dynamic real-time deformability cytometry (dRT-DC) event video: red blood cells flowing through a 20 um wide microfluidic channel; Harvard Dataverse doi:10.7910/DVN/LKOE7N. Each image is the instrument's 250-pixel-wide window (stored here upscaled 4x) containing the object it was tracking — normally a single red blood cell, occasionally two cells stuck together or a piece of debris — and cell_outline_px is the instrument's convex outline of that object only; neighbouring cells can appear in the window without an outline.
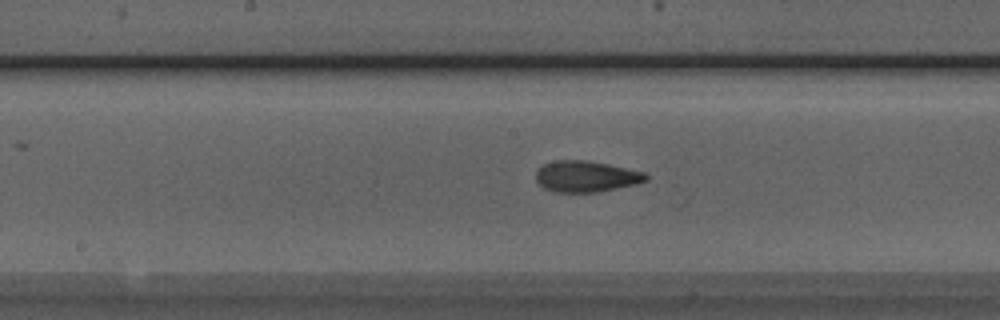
{"species": "Egyptian fruit bat (a non-hibernating species)", "species_latin": "Rousettus aegyptiacus", "temperature_condition": "room temperature", "stored_images_in_passage": 36, "camera_frame_rate_fps": 3000, "um_per_image_px": 0.085, "animal": {"sex": "male"}, "frame": {"image": 1, "passage_image": 11, "time_ms": 3.333, "image_size_px": [1000, 320], "cell_outline_px": [[648, 180], [640, 184], [596, 192], [552, 192], [544, 188], [536, 180], [536, 168], [544, 164], [556, 160], [588, 160], [608, 164], [644, 172], [648, 176]], "centroid_in_image_um": [49.82, 15.0], "position_along_channel_um": 198.4, "area_um2": 20.17}}
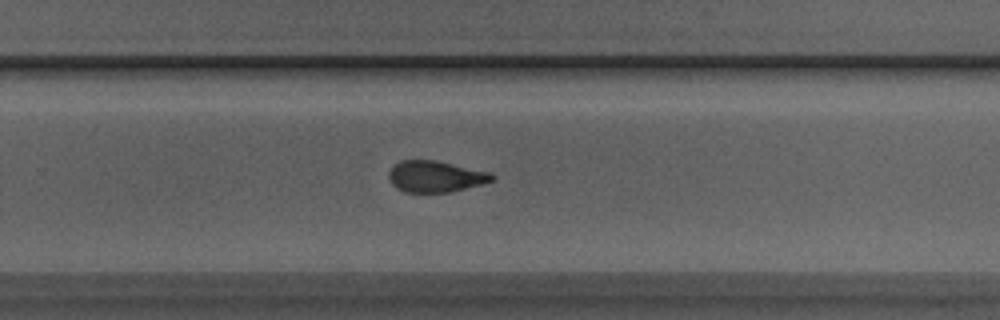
{"frame": {"image": 2, "passage_image": 18, "time_ms": 5.667, "image_size_px": [1000, 320], "cell_outline_px": [[496, 176], [492, 180], [480, 184], [452, 192], [404, 192], [396, 188], [392, 184], [388, 176], [388, 172], [400, 160], [436, 160], [488, 172]], "centroid_in_image_um": [36.98, 15.0], "position_along_channel_um": 292.8, "area_um2": 18.67}}
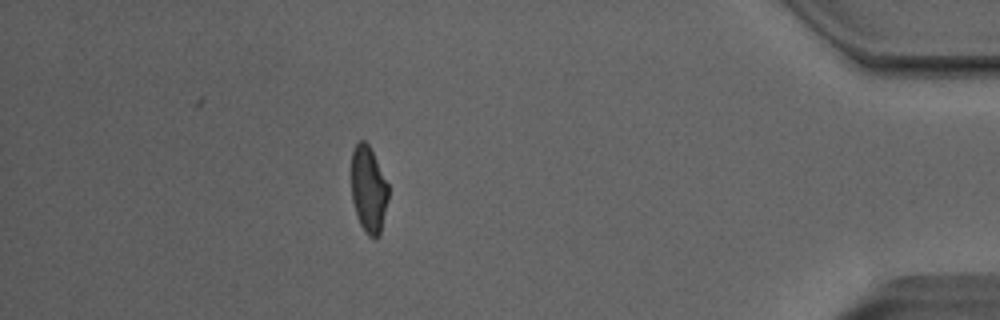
{"frame": {"image": 3, "passage_image": 30, "time_ms": 9.667, "image_size_px": [1000, 320], "cell_outline_px": [[388, 200], [380, 232], [376, 240], [372, 240], [364, 232], [360, 224], [352, 200], [352, 152], [356, 144], [360, 140], [364, 140], [368, 144], [388, 184]], "centroid_in_image_um": [31.33, 16.15], "position_along_channel_um": 403.9, "area_um2": 18.5}}